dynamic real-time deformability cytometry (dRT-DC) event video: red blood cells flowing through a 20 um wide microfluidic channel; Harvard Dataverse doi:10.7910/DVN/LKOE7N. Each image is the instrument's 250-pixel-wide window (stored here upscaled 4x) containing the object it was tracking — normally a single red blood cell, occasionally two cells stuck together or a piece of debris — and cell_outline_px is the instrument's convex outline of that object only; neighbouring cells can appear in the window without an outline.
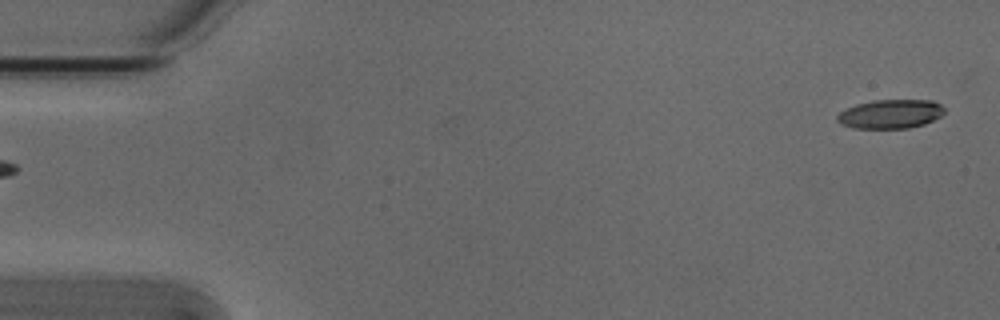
{"species": "Egyptian fruit bat (a non-hibernating species)", "species_latin": "Rousettus aegyptiacus", "temperature_condition": "cold", "stored_images_in_passage": 3, "camera_frame_rate_fps": 3000, "um_per_image_px": 0.085, "animal": {"sex": "male"}, "frame": {"image": 1, "passage_image": 1, "time_ms": 0.0, "image_size_px": [1000, 320], "cell_outline_px": [[944, 112], [940, 116], [924, 124], [908, 128], [852, 128], [840, 124], [836, 120], [836, 116], [840, 112], [856, 104], [872, 100], [932, 100], [940, 104], [944, 108]], "centroid_in_image_um": [75.66, 9.69], "position_along_channel_um": 9.3, "area_um2": 18.09}}